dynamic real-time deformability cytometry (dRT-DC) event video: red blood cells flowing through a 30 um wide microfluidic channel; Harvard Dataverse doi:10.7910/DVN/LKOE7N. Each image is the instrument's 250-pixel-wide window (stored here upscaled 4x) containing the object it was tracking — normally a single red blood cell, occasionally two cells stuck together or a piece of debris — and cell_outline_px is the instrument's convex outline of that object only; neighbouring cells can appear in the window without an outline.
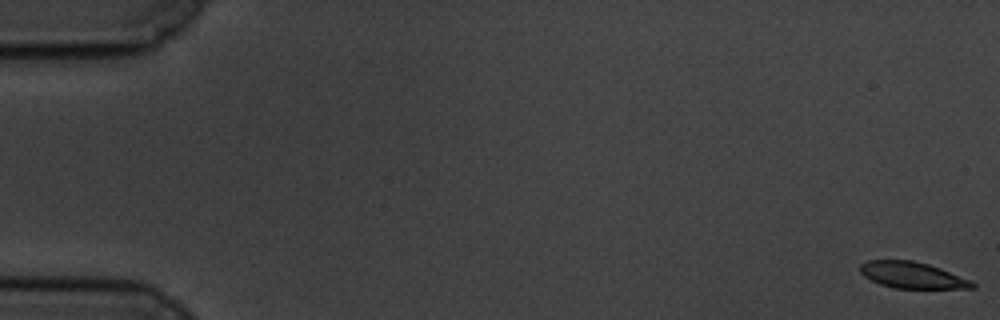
{"species": "common noctule bat (a hibernating species)", "species_latin": "Nyctalus noctula", "temperature_condition": "cold", "stored_images_in_passage": 59, "camera_frame_rate_fps": 3000, "um_per_image_px": 0.085, "animal": {"sex": "male", "body_mass_g": 19.5, "forearm_length_mm": 54.6}, "frame": {"image": 1, "passage_image": 1, "time_ms": 0.0, "image_size_px": [1000, 320], "cell_outline_px": [[976, 288], [892, 288], [880, 284], [864, 276], [860, 272], [860, 264], [868, 260], [912, 260], [928, 264], [940, 268], [972, 280], [976, 284]], "centroid_in_image_um": [77.55, 23.39], "position_along_channel_um": 7.4, "area_um2": 17.22}}
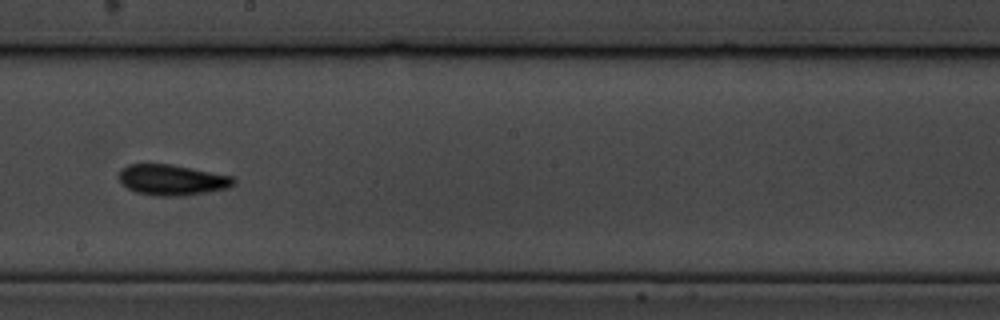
{"frame": {"image": 2, "passage_image": 34, "time_ms": 11.0, "image_size_px": [1000, 320], "cell_outline_px": [[236, 180], [228, 188], [184, 196], [156, 196], [136, 192], [128, 188], [116, 176], [120, 168], [128, 164], [172, 164], [232, 176]], "centroid_in_image_um": [14.58, 15.29], "position_along_channel_um": 233.6, "area_um2": 20.58}}
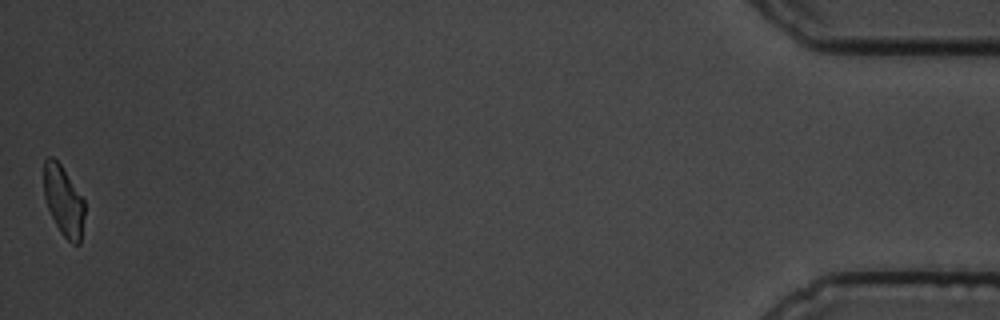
{"frame": {"image": 3, "passage_image": 59, "time_ms": 19.333, "image_size_px": [1000, 320], "cell_outline_px": [[84, 216], [80, 244], [72, 244], [60, 232], [48, 208], [44, 196], [44, 160], [48, 156], [52, 156], [60, 164], [84, 200]], "centroid_in_image_um": [5.4, 17.08], "position_along_channel_um": 429.8, "area_um2": 16.42}, "authors_computed_cell_mechanics": {"area_um2": 18.9584, "velocity_mm_per_s": 3.4282, "shape_relaxation_time_tau1_ms": 2.6179, "shape_relaxation_time_tau2_ms": 4.9612, "deformation_change_tau1": 0.1134, "deformation_change_tau2": 0.1215}}